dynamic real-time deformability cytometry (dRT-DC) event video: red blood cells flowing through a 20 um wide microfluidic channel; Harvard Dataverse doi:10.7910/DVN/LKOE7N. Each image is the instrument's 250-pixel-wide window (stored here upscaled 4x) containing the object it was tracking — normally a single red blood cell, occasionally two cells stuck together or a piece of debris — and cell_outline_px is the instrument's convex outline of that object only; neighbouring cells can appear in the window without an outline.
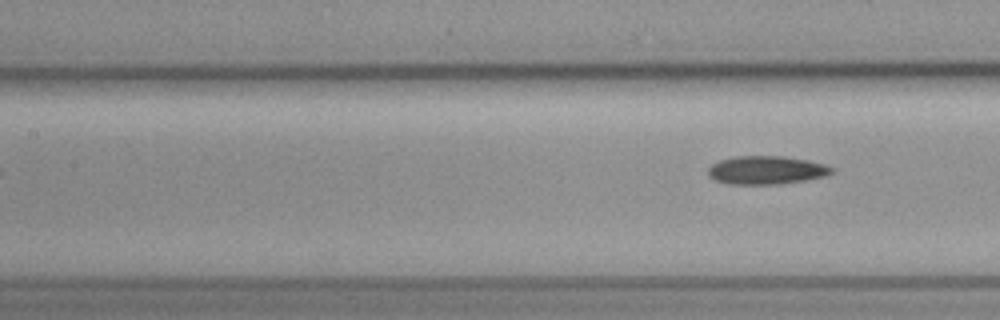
{"species": "common noctule bat (a hibernating species)", "species_latin": "Nyctalus noctula", "temperature_condition": "cold", "stored_images_in_passage": 12, "segment_of_instrument_passage": [2, 2], "camera_frame_rate_fps": 3000, "um_per_image_px": 0.085, "animal": {"sex": "female", "body_mass_g": 19.3, "forearm_length_mm": 54.1}, "frame": {"image": 1, "passage_image": 12, "time_ms": 14.333, "image_size_px": [1000, 320], "cell_outline_px": [[836, 168], [832, 172], [824, 176], [804, 180], [776, 184], [728, 184], [716, 180], [708, 176], [708, 168], [712, 164], [720, 160], [736, 156], [784, 156], [808, 160], [824, 164]], "centroid_in_image_um": [65.13, 14.45], "position_along_channel_um": 142.3, "area_um2": 20.35}}